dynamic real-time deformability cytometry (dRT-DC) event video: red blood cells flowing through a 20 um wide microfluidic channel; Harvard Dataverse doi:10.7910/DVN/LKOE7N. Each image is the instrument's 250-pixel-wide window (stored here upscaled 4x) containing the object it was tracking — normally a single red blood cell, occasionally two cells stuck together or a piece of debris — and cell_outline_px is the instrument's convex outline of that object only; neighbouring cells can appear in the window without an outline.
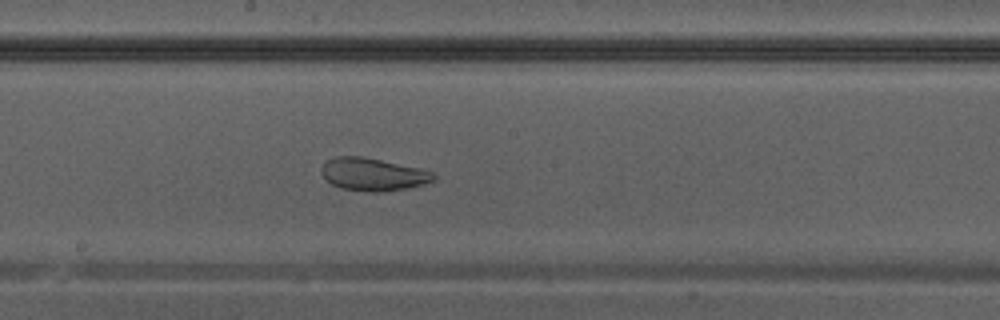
{"species": "Egyptian fruit bat (a non-hibernating species)", "species_latin": "Rousettus aegyptiacus", "temperature_condition": "warm", "stored_images_in_passage": 40, "camera_frame_rate_fps": 3000, "um_per_image_px": 0.085, "animal": {"sex": "male"}, "frame": {"image": 1, "passage_image": 22, "time_ms": 7.0, "image_size_px": [1000, 320], "cell_outline_px": [[436, 180], [424, 184], [408, 188], [380, 192], [372, 192], [340, 188], [332, 184], [320, 172], [320, 168], [324, 160], [336, 156], [364, 156], [424, 168], [436, 172]], "centroid_in_image_um": [31.75, 14.8], "position_along_channel_um": 216.5, "area_um2": 21.96}}
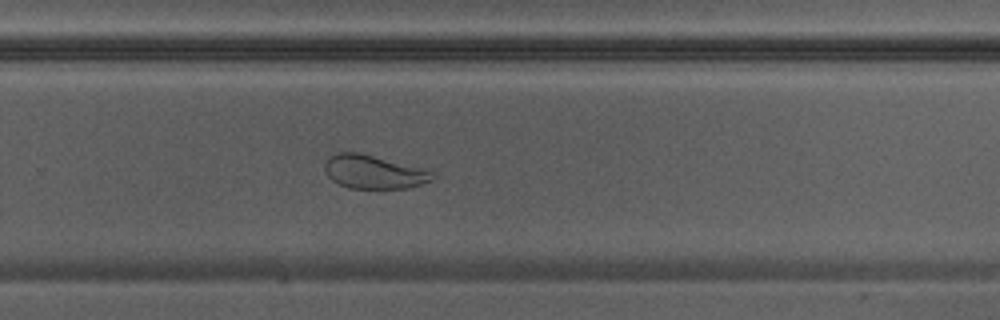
{"frame": {"image": 2, "passage_image": 27, "time_ms": 8.667, "image_size_px": [1000, 320], "cell_outline_px": [[436, 176], [432, 180], [408, 188], [348, 188], [332, 180], [328, 176], [324, 168], [324, 164], [328, 156], [336, 152], [356, 152], [436, 172]], "centroid_in_image_um": [31.74, 14.62], "position_along_channel_um": 298.1, "area_um2": 20.81}}
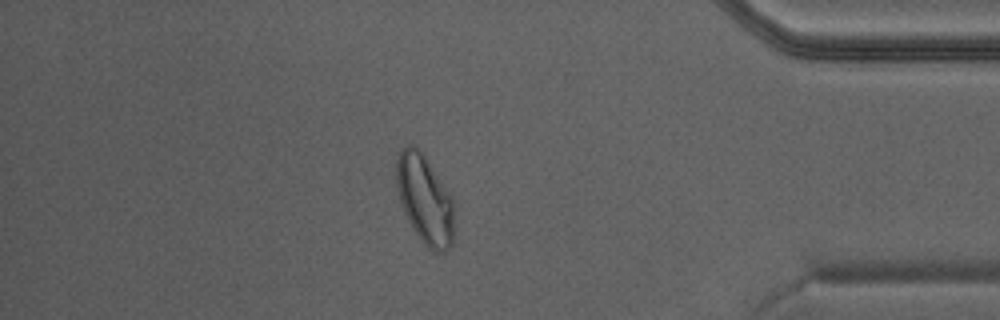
{"frame": {"image": 3, "passage_image": 35, "time_ms": 11.333, "image_size_px": [1000, 320], "cell_outline_px": [[456, 236], [452, 244], [444, 252], [436, 252], [428, 248], [424, 244], [412, 228], [400, 204], [396, 184], [396, 160], [400, 148], [408, 144], [416, 144], [452, 196], [456, 204]], "centroid_in_image_um": [36.15, 16.97], "position_along_channel_um": 399.0, "area_um2": 30.98}}